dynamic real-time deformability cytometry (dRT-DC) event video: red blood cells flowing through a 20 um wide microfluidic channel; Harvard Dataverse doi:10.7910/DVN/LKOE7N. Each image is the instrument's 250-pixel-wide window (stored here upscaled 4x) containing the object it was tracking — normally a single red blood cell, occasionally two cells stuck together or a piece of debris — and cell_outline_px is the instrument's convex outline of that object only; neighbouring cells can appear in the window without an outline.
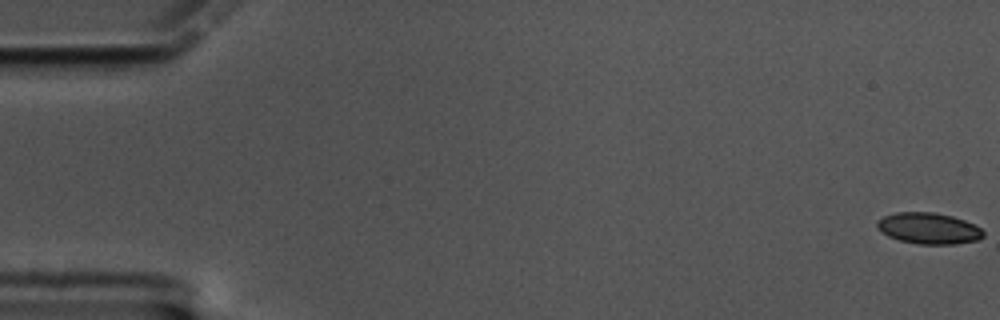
{"species": "common noctule bat (a hibernating species)", "species_latin": "Nyctalus noctula", "temperature_condition": "cold", "stored_images_in_passage": 22, "camera_frame_rate_fps": 3000, "um_per_image_px": 0.085, "animal": {"sex": "male", "body_mass_g": 17.5, "forearm_length_mm": 52.3}, "frame": {"image": 1, "passage_image": 1, "time_ms": 0.0, "image_size_px": [1000, 320], "cell_outline_px": [[984, 236], [976, 240], [956, 244], [916, 244], [900, 240], [888, 236], [876, 224], [876, 220], [884, 216], [896, 212], [932, 212], [952, 216], [964, 220], [980, 228], [984, 232]], "centroid_in_image_um": [78.93, 19.41], "position_along_channel_um": 6.1, "area_um2": 19.13}}
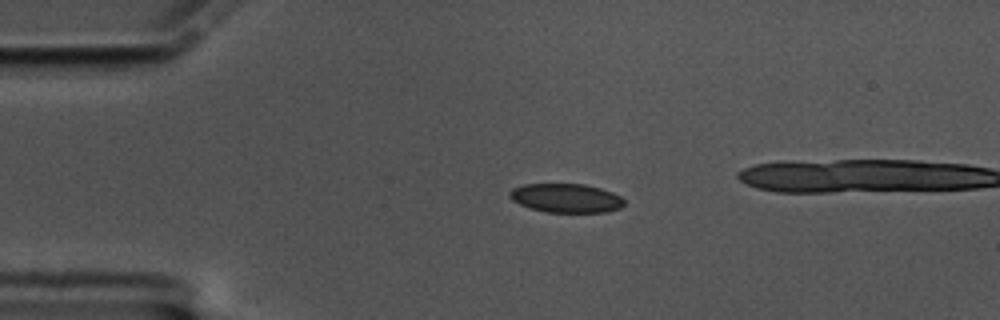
{"frame": {"image": 2, "passage_image": 14, "time_ms": 4.333, "image_size_px": [1000, 320], "cell_outline_px": [[624, 204], [620, 208], [604, 212], [544, 212], [520, 204], [512, 200], [508, 196], [508, 192], [512, 188], [524, 184], [584, 184], [600, 188], [612, 192], [620, 196], [624, 200]], "centroid_in_image_um": [48.09, 16.83], "position_along_channel_um": 36.9, "area_um2": 19.31}}